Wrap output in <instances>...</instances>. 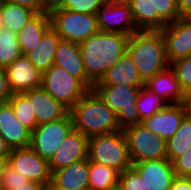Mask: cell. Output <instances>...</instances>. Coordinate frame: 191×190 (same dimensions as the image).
Here are the masks:
<instances>
[{
  "mask_svg": "<svg viewBox=\"0 0 191 190\" xmlns=\"http://www.w3.org/2000/svg\"><path fill=\"white\" fill-rule=\"evenodd\" d=\"M129 36L101 32L79 43L87 77L95 84L127 51Z\"/></svg>",
  "mask_w": 191,
  "mask_h": 190,
  "instance_id": "6da1fadb",
  "label": "cell"
},
{
  "mask_svg": "<svg viewBox=\"0 0 191 190\" xmlns=\"http://www.w3.org/2000/svg\"><path fill=\"white\" fill-rule=\"evenodd\" d=\"M74 129L87 136L122 130L117 114L92 89L69 109Z\"/></svg>",
  "mask_w": 191,
  "mask_h": 190,
  "instance_id": "7a4b0ae2",
  "label": "cell"
},
{
  "mask_svg": "<svg viewBox=\"0 0 191 190\" xmlns=\"http://www.w3.org/2000/svg\"><path fill=\"white\" fill-rule=\"evenodd\" d=\"M127 52L145 83L155 74L170 66L161 30L134 32L129 36Z\"/></svg>",
  "mask_w": 191,
  "mask_h": 190,
  "instance_id": "3957f363",
  "label": "cell"
},
{
  "mask_svg": "<svg viewBox=\"0 0 191 190\" xmlns=\"http://www.w3.org/2000/svg\"><path fill=\"white\" fill-rule=\"evenodd\" d=\"M88 159L114 168L119 173L132 167L123 130L89 137Z\"/></svg>",
  "mask_w": 191,
  "mask_h": 190,
  "instance_id": "277c9868",
  "label": "cell"
},
{
  "mask_svg": "<svg viewBox=\"0 0 191 190\" xmlns=\"http://www.w3.org/2000/svg\"><path fill=\"white\" fill-rule=\"evenodd\" d=\"M144 85H94L93 90L117 114L120 128L139 123L136 100L140 87Z\"/></svg>",
  "mask_w": 191,
  "mask_h": 190,
  "instance_id": "5b68a950",
  "label": "cell"
},
{
  "mask_svg": "<svg viewBox=\"0 0 191 190\" xmlns=\"http://www.w3.org/2000/svg\"><path fill=\"white\" fill-rule=\"evenodd\" d=\"M49 14L51 26L62 40L79 44L100 31L96 15L63 8L54 9Z\"/></svg>",
  "mask_w": 191,
  "mask_h": 190,
  "instance_id": "8992f818",
  "label": "cell"
},
{
  "mask_svg": "<svg viewBox=\"0 0 191 190\" xmlns=\"http://www.w3.org/2000/svg\"><path fill=\"white\" fill-rule=\"evenodd\" d=\"M41 87L69 109L90 90L80 79L57 65L42 74Z\"/></svg>",
  "mask_w": 191,
  "mask_h": 190,
  "instance_id": "52a82bcc",
  "label": "cell"
},
{
  "mask_svg": "<svg viewBox=\"0 0 191 190\" xmlns=\"http://www.w3.org/2000/svg\"><path fill=\"white\" fill-rule=\"evenodd\" d=\"M123 132L132 164L144 160L167 158L166 141L143 124L125 127Z\"/></svg>",
  "mask_w": 191,
  "mask_h": 190,
  "instance_id": "ba28073f",
  "label": "cell"
},
{
  "mask_svg": "<svg viewBox=\"0 0 191 190\" xmlns=\"http://www.w3.org/2000/svg\"><path fill=\"white\" fill-rule=\"evenodd\" d=\"M73 129L74 126L69 113L59 120L37 125L31 132L29 147L41 158L49 162Z\"/></svg>",
  "mask_w": 191,
  "mask_h": 190,
  "instance_id": "9c48e42d",
  "label": "cell"
},
{
  "mask_svg": "<svg viewBox=\"0 0 191 190\" xmlns=\"http://www.w3.org/2000/svg\"><path fill=\"white\" fill-rule=\"evenodd\" d=\"M96 19L101 32L132 35L139 31L126 0H109L96 12Z\"/></svg>",
  "mask_w": 191,
  "mask_h": 190,
  "instance_id": "30bf717a",
  "label": "cell"
},
{
  "mask_svg": "<svg viewBox=\"0 0 191 190\" xmlns=\"http://www.w3.org/2000/svg\"><path fill=\"white\" fill-rule=\"evenodd\" d=\"M8 164L30 181L39 182L45 186L51 184L49 162L41 158L30 147L11 149Z\"/></svg>",
  "mask_w": 191,
  "mask_h": 190,
  "instance_id": "8fae6325",
  "label": "cell"
},
{
  "mask_svg": "<svg viewBox=\"0 0 191 190\" xmlns=\"http://www.w3.org/2000/svg\"><path fill=\"white\" fill-rule=\"evenodd\" d=\"M166 57L170 63L191 54V19L181 17L161 29Z\"/></svg>",
  "mask_w": 191,
  "mask_h": 190,
  "instance_id": "7c38bea8",
  "label": "cell"
},
{
  "mask_svg": "<svg viewBox=\"0 0 191 190\" xmlns=\"http://www.w3.org/2000/svg\"><path fill=\"white\" fill-rule=\"evenodd\" d=\"M144 179L145 190H169L176 174L168 158L144 160L132 164Z\"/></svg>",
  "mask_w": 191,
  "mask_h": 190,
  "instance_id": "4fadbf2b",
  "label": "cell"
},
{
  "mask_svg": "<svg viewBox=\"0 0 191 190\" xmlns=\"http://www.w3.org/2000/svg\"><path fill=\"white\" fill-rule=\"evenodd\" d=\"M89 138L73 129L49 161L51 173L88 158Z\"/></svg>",
  "mask_w": 191,
  "mask_h": 190,
  "instance_id": "5bb4252c",
  "label": "cell"
},
{
  "mask_svg": "<svg viewBox=\"0 0 191 190\" xmlns=\"http://www.w3.org/2000/svg\"><path fill=\"white\" fill-rule=\"evenodd\" d=\"M11 92L23 93L41 87L42 73L36 69L26 55L19 56L6 68Z\"/></svg>",
  "mask_w": 191,
  "mask_h": 190,
  "instance_id": "9a60e30c",
  "label": "cell"
},
{
  "mask_svg": "<svg viewBox=\"0 0 191 190\" xmlns=\"http://www.w3.org/2000/svg\"><path fill=\"white\" fill-rule=\"evenodd\" d=\"M23 94L32 104L38 125L59 120L69 113L68 107L55 100L42 87L23 92Z\"/></svg>",
  "mask_w": 191,
  "mask_h": 190,
  "instance_id": "2e32d148",
  "label": "cell"
},
{
  "mask_svg": "<svg viewBox=\"0 0 191 190\" xmlns=\"http://www.w3.org/2000/svg\"><path fill=\"white\" fill-rule=\"evenodd\" d=\"M0 135L10 149L30 146L31 131L16 118L8 102L0 103Z\"/></svg>",
  "mask_w": 191,
  "mask_h": 190,
  "instance_id": "e0dca14e",
  "label": "cell"
},
{
  "mask_svg": "<svg viewBox=\"0 0 191 190\" xmlns=\"http://www.w3.org/2000/svg\"><path fill=\"white\" fill-rule=\"evenodd\" d=\"M185 117L181 104H168L156 114L145 118L141 124L167 141L180 127Z\"/></svg>",
  "mask_w": 191,
  "mask_h": 190,
  "instance_id": "ac0fdd59",
  "label": "cell"
},
{
  "mask_svg": "<svg viewBox=\"0 0 191 190\" xmlns=\"http://www.w3.org/2000/svg\"><path fill=\"white\" fill-rule=\"evenodd\" d=\"M50 185L55 190H89V159L53 171Z\"/></svg>",
  "mask_w": 191,
  "mask_h": 190,
  "instance_id": "d6986e66",
  "label": "cell"
},
{
  "mask_svg": "<svg viewBox=\"0 0 191 190\" xmlns=\"http://www.w3.org/2000/svg\"><path fill=\"white\" fill-rule=\"evenodd\" d=\"M54 65L64 68L90 90L93 89L94 83L87 77L78 43L61 40L55 52Z\"/></svg>",
  "mask_w": 191,
  "mask_h": 190,
  "instance_id": "ffe728a7",
  "label": "cell"
},
{
  "mask_svg": "<svg viewBox=\"0 0 191 190\" xmlns=\"http://www.w3.org/2000/svg\"><path fill=\"white\" fill-rule=\"evenodd\" d=\"M145 85L131 56L126 51L94 85Z\"/></svg>",
  "mask_w": 191,
  "mask_h": 190,
  "instance_id": "44dd1931",
  "label": "cell"
},
{
  "mask_svg": "<svg viewBox=\"0 0 191 190\" xmlns=\"http://www.w3.org/2000/svg\"><path fill=\"white\" fill-rule=\"evenodd\" d=\"M145 86L168 104H180L184 96L179 80L170 66L155 74L145 83Z\"/></svg>",
  "mask_w": 191,
  "mask_h": 190,
  "instance_id": "7402d4cb",
  "label": "cell"
},
{
  "mask_svg": "<svg viewBox=\"0 0 191 190\" xmlns=\"http://www.w3.org/2000/svg\"><path fill=\"white\" fill-rule=\"evenodd\" d=\"M51 27V17L48 12L36 13L28 20L17 34L22 55L33 50Z\"/></svg>",
  "mask_w": 191,
  "mask_h": 190,
  "instance_id": "603a6c76",
  "label": "cell"
},
{
  "mask_svg": "<svg viewBox=\"0 0 191 190\" xmlns=\"http://www.w3.org/2000/svg\"><path fill=\"white\" fill-rule=\"evenodd\" d=\"M62 38L51 27L42 37L33 50L26 56L33 63L34 67L42 74L54 65L55 52Z\"/></svg>",
  "mask_w": 191,
  "mask_h": 190,
  "instance_id": "cb8c5ba5",
  "label": "cell"
},
{
  "mask_svg": "<svg viewBox=\"0 0 191 190\" xmlns=\"http://www.w3.org/2000/svg\"><path fill=\"white\" fill-rule=\"evenodd\" d=\"M131 7L133 20L139 30H161L167 23L153 14V0H126Z\"/></svg>",
  "mask_w": 191,
  "mask_h": 190,
  "instance_id": "d4e9b609",
  "label": "cell"
},
{
  "mask_svg": "<svg viewBox=\"0 0 191 190\" xmlns=\"http://www.w3.org/2000/svg\"><path fill=\"white\" fill-rule=\"evenodd\" d=\"M36 13L29 8L3 1L0 3V25L16 34Z\"/></svg>",
  "mask_w": 191,
  "mask_h": 190,
  "instance_id": "484cf974",
  "label": "cell"
},
{
  "mask_svg": "<svg viewBox=\"0 0 191 190\" xmlns=\"http://www.w3.org/2000/svg\"><path fill=\"white\" fill-rule=\"evenodd\" d=\"M118 181L117 170L89 161V190H117Z\"/></svg>",
  "mask_w": 191,
  "mask_h": 190,
  "instance_id": "4316f807",
  "label": "cell"
},
{
  "mask_svg": "<svg viewBox=\"0 0 191 190\" xmlns=\"http://www.w3.org/2000/svg\"><path fill=\"white\" fill-rule=\"evenodd\" d=\"M191 146V119L184 118L180 127L166 141L167 158L173 162L182 156Z\"/></svg>",
  "mask_w": 191,
  "mask_h": 190,
  "instance_id": "83f0119b",
  "label": "cell"
},
{
  "mask_svg": "<svg viewBox=\"0 0 191 190\" xmlns=\"http://www.w3.org/2000/svg\"><path fill=\"white\" fill-rule=\"evenodd\" d=\"M22 55L17 34L12 30L0 29V67L7 68Z\"/></svg>",
  "mask_w": 191,
  "mask_h": 190,
  "instance_id": "f1b7e54d",
  "label": "cell"
},
{
  "mask_svg": "<svg viewBox=\"0 0 191 190\" xmlns=\"http://www.w3.org/2000/svg\"><path fill=\"white\" fill-rule=\"evenodd\" d=\"M168 105L163 98L152 92L145 85L140 87L136 100V106L139 112V123L145 118L151 117L159 110L164 109Z\"/></svg>",
  "mask_w": 191,
  "mask_h": 190,
  "instance_id": "f546056e",
  "label": "cell"
},
{
  "mask_svg": "<svg viewBox=\"0 0 191 190\" xmlns=\"http://www.w3.org/2000/svg\"><path fill=\"white\" fill-rule=\"evenodd\" d=\"M7 102L12 107L16 118L32 132L38 124L29 99L23 93H14Z\"/></svg>",
  "mask_w": 191,
  "mask_h": 190,
  "instance_id": "4dcf8cb0",
  "label": "cell"
},
{
  "mask_svg": "<svg viewBox=\"0 0 191 190\" xmlns=\"http://www.w3.org/2000/svg\"><path fill=\"white\" fill-rule=\"evenodd\" d=\"M176 78L179 80L182 91H191V54L185 58L170 63Z\"/></svg>",
  "mask_w": 191,
  "mask_h": 190,
  "instance_id": "1f68e13d",
  "label": "cell"
},
{
  "mask_svg": "<svg viewBox=\"0 0 191 190\" xmlns=\"http://www.w3.org/2000/svg\"><path fill=\"white\" fill-rule=\"evenodd\" d=\"M153 14H159L167 24L181 18L177 0H153Z\"/></svg>",
  "mask_w": 191,
  "mask_h": 190,
  "instance_id": "d6a6232c",
  "label": "cell"
},
{
  "mask_svg": "<svg viewBox=\"0 0 191 190\" xmlns=\"http://www.w3.org/2000/svg\"><path fill=\"white\" fill-rule=\"evenodd\" d=\"M117 190H145L144 179L133 167H130L119 173Z\"/></svg>",
  "mask_w": 191,
  "mask_h": 190,
  "instance_id": "836d02e7",
  "label": "cell"
},
{
  "mask_svg": "<svg viewBox=\"0 0 191 190\" xmlns=\"http://www.w3.org/2000/svg\"><path fill=\"white\" fill-rule=\"evenodd\" d=\"M109 0H66L60 7L75 13H87L95 15L97 10Z\"/></svg>",
  "mask_w": 191,
  "mask_h": 190,
  "instance_id": "e575fe53",
  "label": "cell"
},
{
  "mask_svg": "<svg viewBox=\"0 0 191 190\" xmlns=\"http://www.w3.org/2000/svg\"><path fill=\"white\" fill-rule=\"evenodd\" d=\"M28 181L30 180L26 176L8 164L0 182V190H13Z\"/></svg>",
  "mask_w": 191,
  "mask_h": 190,
  "instance_id": "d590c367",
  "label": "cell"
},
{
  "mask_svg": "<svg viewBox=\"0 0 191 190\" xmlns=\"http://www.w3.org/2000/svg\"><path fill=\"white\" fill-rule=\"evenodd\" d=\"M173 169L176 176L190 177L191 176V146L180 157L176 158L173 162Z\"/></svg>",
  "mask_w": 191,
  "mask_h": 190,
  "instance_id": "8d00e7d4",
  "label": "cell"
},
{
  "mask_svg": "<svg viewBox=\"0 0 191 190\" xmlns=\"http://www.w3.org/2000/svg\"><path fill=\"white\" fill-rule=\"evenodd\" d=\"M9 87L6 69L0 67V103H5L12 96Z\"/></svg>",
  "mask_w": 191,
  "mask_h": 190,
  "instance_id": "74e56055",
  "label": "cell"
},
{
  "mask_svg": "<svg viewBox=\"0 0 191 190\" xmlns=\"http://www.w3.org/2000/svg\"><path fill=\"white\" fill-rule=\"evenodd\" d=\"M12 2L14 4L26 7L34 11L35 13H44L46 9L42 0H0V2Z\"/></svg>",
  "mask_w": 191,
  "mask_h": 190,
  "instance_id": "f35d334b",
  "label": "cell"
},
{
  "mask_svg": "<svg viewBox=\"0 0 191 190\" xmlns=\"http://www.w3.org/2000/svg\"><path fill=\"white\" fill-rule=\"evenodd\" d=\"M169 190H191V179L176 176Z\"/></svg>",
  "mask_w": 191,
  "mask_h": 190,
  "instance_id": "ab89813d",
  "label": "cell"
},
{
  "mask_svg": "<svg viewBox=\"0 0 191 190\" xmlns=\"http://www.w3.org/2000/svg\"><path fill=\"white\" fill-rule=\"evenodd\" d=\"M181 17L191 16V0H177Z\"/></svg>",
  "mask_w": 191,
  "mask_h": 190,
  "instance_id": "60d3db41",
  "label": "cell"
},
{
  "mask_svg": "<svg viewBox=\"0 0 191 190\" xmlns=\"http://www.w3.org/2000/svg\"><path fill=\"white\" fill-rule=\"evenodd\" d=\"M180 104L183 107L186 118L191 119V91L184 93Z\"/></svg>",
  "mask_w": 191,
  "mask_h": 190,
  "instance_id": "b9f144b4",
  "label": "cell"
},
{
  "mask_svg": "<svg viewBox=\"0 0 191 190\" xmlns=\"http://www.w3.org/2000/svg\"><path fill=\"white\" fill-rule=\"evenodd\" d=\"M45 187L44 184L35 181H28L25 184L19 185L13 190H42Z\"/></svg>",
  "mask_w": 191,
  "mask_h": 190,
  "instance_id": "7bdbcfd3",
  "label": "cell"
},
{
  "mask_svg": "<svg viewBox=\"0 0 191 190\" xmlns=\"http://www.w3.org/2000/svg\"><path fill=\"white\" fill-rule=\"evenodd\" d=\"M66 0H42L46 12H51L54 9L60 8Z\"/></svg>",
  "mask_w": 191,
  "mask_h": 190,
  "instance_id": "ee69618b",
  "label": "cell"
},
{
  "mask_svg": "<svg viewBox=\"0 0 191 190\" xmlns=\"http://www.w3.org/2000/svg\"><path fill=\"white\" fill-rule=\"evenodd\" d=\"M11 153L10 147L7 145L6 141L0 135V156H9Z\"/></svg>",
  "mask_w": 191,
  "mask_h": 190,
  "instance_id": "f6af8a7d",
  "label": "cell"
},
{
  "mask_svg": "<svg viewBox=\"0 0 191 190\" xmlns=\"http://www.w3.org/2000/svg\"><path fill=\"white\" fill-rule=\"evenodd\" d=\"M8 165V156H0V182Z\"/></svg>",
  "mask_w": 191,
  "mask_h": 190,
  "instance_id": "bcb514c9",
  "label": "cell"
},
{
  "mask_svg": "<svg viewBox=\"0 0 191 190\" xmlns=\"http://www.w3.org/2000/svg\"><path fill=\"white\" fill-rule=\"evenodd\" d=\"M42 190H55L51 185L45 186Z\"/></svg>",
  "mask_w": 191,
  "mask_h": 190,
  "instance_id": "7dc6e473",
  "label": "cell"
}]
</instances>
